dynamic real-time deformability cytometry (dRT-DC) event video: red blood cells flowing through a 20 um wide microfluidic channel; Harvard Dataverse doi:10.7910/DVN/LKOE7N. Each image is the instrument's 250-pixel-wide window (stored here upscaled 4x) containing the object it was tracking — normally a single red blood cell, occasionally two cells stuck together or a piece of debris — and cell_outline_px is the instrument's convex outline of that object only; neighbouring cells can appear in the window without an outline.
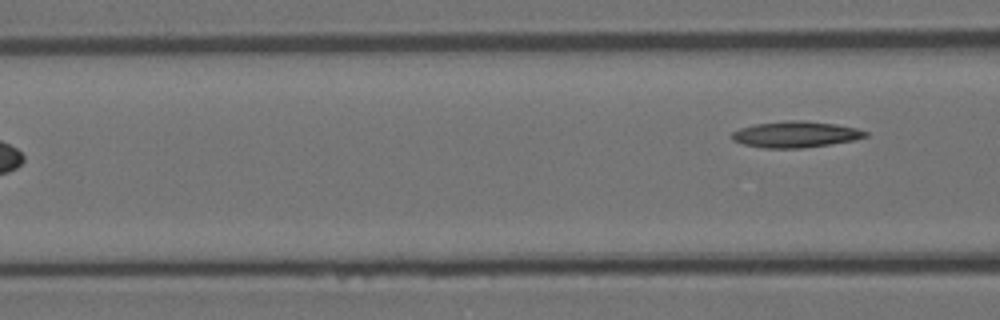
{"species": "Egyptian fruit bat (a non-hibernating species)", "species_latin": "Rousettus aegyptiacus", "temperature_condition": "room temperature", "stored_images_in_passage": 4, "camera_frame_rate_fps": 3000, "um_per_image_px": 0.085, "animal": {"sex": "female"}, "frame": {"image": 1, "passage_image": 4, "time_ms": 1.0, "image_size_px": [1000, 320], "cell_outline_px": [[868, 136], [852, 140], [828, 144], [800, 148], [764, 148], [744, 144], [732, 140], [732, 132], [740, 128], [756, 124], [788, 120], [800, 120], [836, 124], [856, 128], [868, 132]], "centroid_in_image_um": [67.61, 11.42], "position_along_channel_um": 99.0, "area_um2": 20.11}}